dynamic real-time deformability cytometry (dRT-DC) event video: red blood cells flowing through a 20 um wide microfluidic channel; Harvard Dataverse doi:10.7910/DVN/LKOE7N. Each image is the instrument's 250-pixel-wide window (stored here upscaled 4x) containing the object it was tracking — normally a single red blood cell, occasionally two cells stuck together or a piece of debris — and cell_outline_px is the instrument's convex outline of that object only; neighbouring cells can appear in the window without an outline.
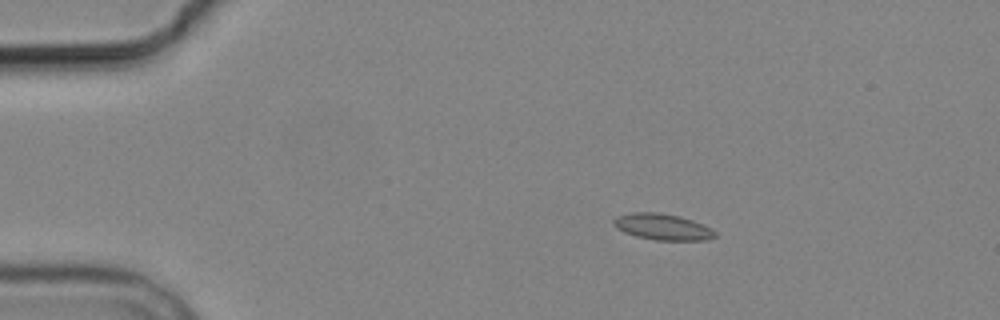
{"species": "common noctule bat (a hibernating species)", "species_latin": "Nyctalus noctula", "temperature_condition": "cold", "stored_images_in_passage": 4, "camera_frame_rate_fps": 3000, "um_per_image_px": 0.085, "animal": {"sex": "male", "body_mass_g": 19.2, "forearm_length_mm": 51.8}, "frame": {"image": 1, "passage_image": 2, "time_ms": 1.333, "image_size_px": [1000, 320], "cell_outline_px": [[716, 236], [708, 240], [656, 240], [636, 236], [624, 232], [616, 228], [612, 224], [612, 220], [616, 216], [632, 212], [660, 212], [680, 216], [692, 220], [712, 228], [716, 232]], "centroid_in_image_um": [56.3, 19.27], "position_along_channel_um": 28.7, "area_um2": 15.66}}